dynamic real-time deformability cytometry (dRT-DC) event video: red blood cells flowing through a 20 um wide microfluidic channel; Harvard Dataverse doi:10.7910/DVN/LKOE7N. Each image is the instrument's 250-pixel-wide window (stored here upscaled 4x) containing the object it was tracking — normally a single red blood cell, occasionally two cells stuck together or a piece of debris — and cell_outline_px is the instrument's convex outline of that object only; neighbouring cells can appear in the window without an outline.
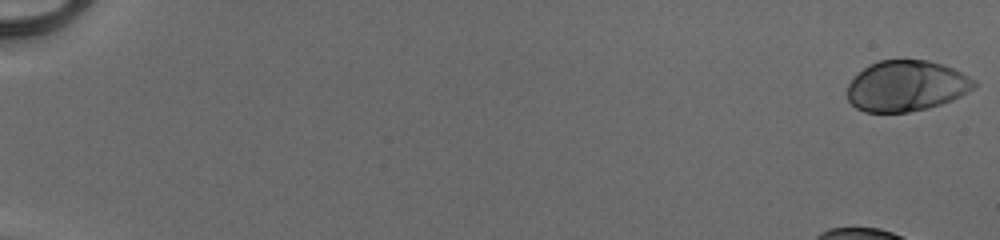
{"species": "human", "species_latin": "Homo sapiens", "temperature_condition": "cold", "stored_images_in_passage": 44, "camera_frame_rate_fps": 3000, "um_per_image_px": 0.085, "donor": {"sex": "male"}, "frame": {"image": 1, "passage_image": 1, "time_ms": 0.0, "image_size_px": [1000, 240], "cell_outline_px": [[976, 84], [972, 88], [960, 96], [952, 100], [928, 108], [908, 112], [864, 112], [856, 108], [848, 100], [848, 84], [868, 64], [880, 60], [928, 60], [944, 64], [976, 80]], "centroid_in_image_um": [77.03, 7.3], "position_along_channel_um": 8.0, "area_um2": 37.34}}